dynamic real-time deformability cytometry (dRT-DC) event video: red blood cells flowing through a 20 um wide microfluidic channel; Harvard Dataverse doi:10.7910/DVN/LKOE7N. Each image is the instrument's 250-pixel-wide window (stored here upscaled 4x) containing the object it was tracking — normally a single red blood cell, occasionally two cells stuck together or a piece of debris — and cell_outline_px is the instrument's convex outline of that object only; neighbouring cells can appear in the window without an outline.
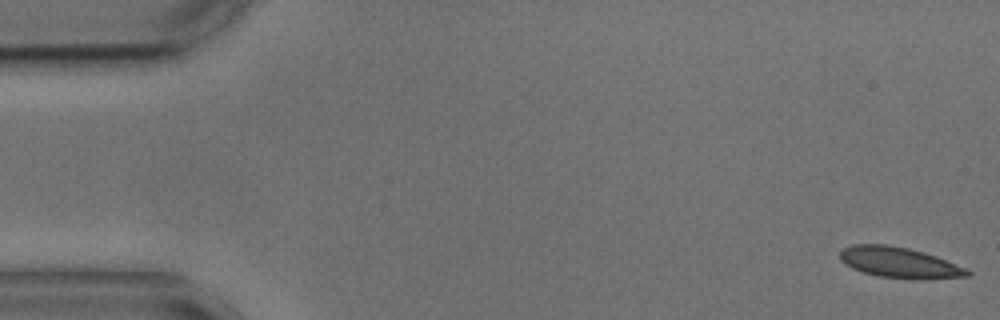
{"species": "common noctule bat (a hibernating species)", "species_latin": "Nyctalus noctula", "temperature_condition": "cold", "stored_images_in_passage": 14, "camera_frame_rate_fps": 3000, "um_per_image_px": 0.085, "animal": {"sex": "male", "body_mass_g": 17.9, "forearm_length_mm": 54.2}, "frame": {"image": 1, "passage_image": 1, "time_ms": 0.0, "image_size_px": [1000, 320], "cell_outline_px": [[972, 272], [968, 276], [916, 280], [880, 276], [864, 272], [852, 268], [844, 264], [840, 260], [840, 252], [844, 248], [852, 244], [888, 244], [908, 248], [924, 252], [936, 256], [968, 268]], "centroid_in_image_um": [76.46, 22.31], "position_along_channel_um": 8.5, "area_um2": 22.95}}
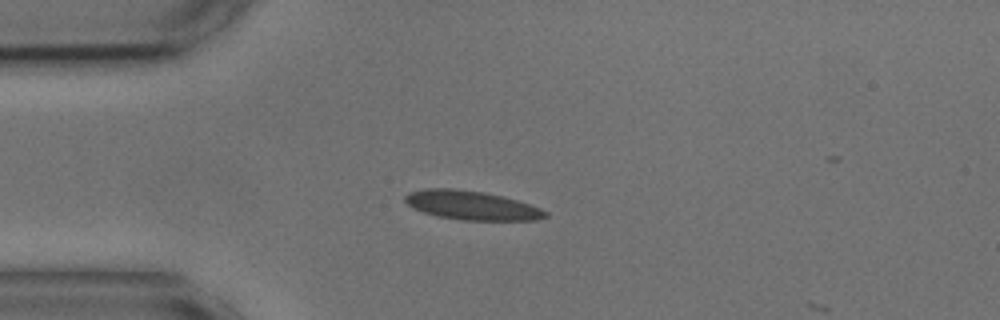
{"frame": {"image": 2, "passage_image": 13, "time_ms": 4.0, "image_size_px": [1000, 320], "cell_outline_px": [[548, 216], [536, 220], [460, 220], [436, 216], [412, 208], [404, 200], [404, 196], [408, 192], [424, 188], [452, 188], [484, 192], [504, 196], [540, 208], [548, 212]], "centroid_in_image_um": [40.05, 17.45], "position_along_channel_um": 44.9, "area_um2": 23.81}}